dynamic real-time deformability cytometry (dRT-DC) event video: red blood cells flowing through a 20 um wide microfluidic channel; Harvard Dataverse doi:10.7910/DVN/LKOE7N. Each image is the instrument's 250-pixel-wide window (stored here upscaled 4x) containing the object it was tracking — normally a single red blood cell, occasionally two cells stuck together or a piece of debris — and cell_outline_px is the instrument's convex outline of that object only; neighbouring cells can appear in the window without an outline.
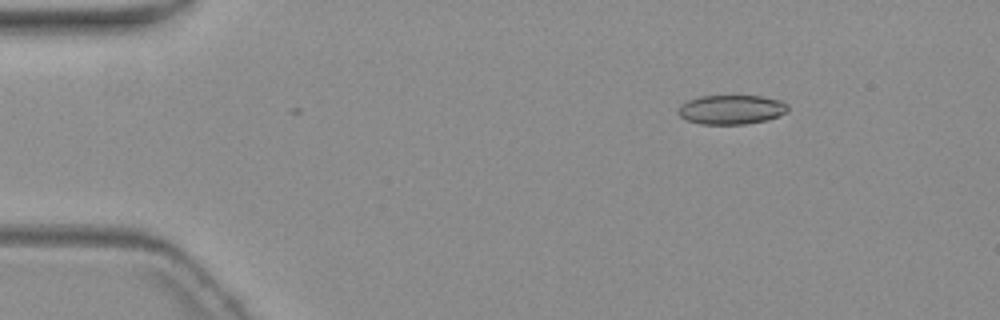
{"species": "common noctule bat (a hibernating species)", "species_latin": "Nyctalus noctula", "temperature_condition": "warm", "stored_images_in_passage": 9, "camera_frame_rate_fps": 3000, "um_per_image_px": 0.085, "animal": {"sex": "female", "body_mass_g": 19.3, "forearm_length_mm": 54.1}, "frame": {"image": 1, "passage_image": 1, "time_ms": 0.0, "image_size_px": [1000, 320], "cell_outline_px": [[788, 112], [768, 120], [744, 124], [700, 124], [688, 120], [680, 116], [676, 112], [680, 104], [688, 100], [700, 96], [760, 96], [780, 100], [788, 104]], "centroid_in_image_um": [62.16, 9.31], "position_along_channel_um": 22.8, "area_um2": 18.84}}
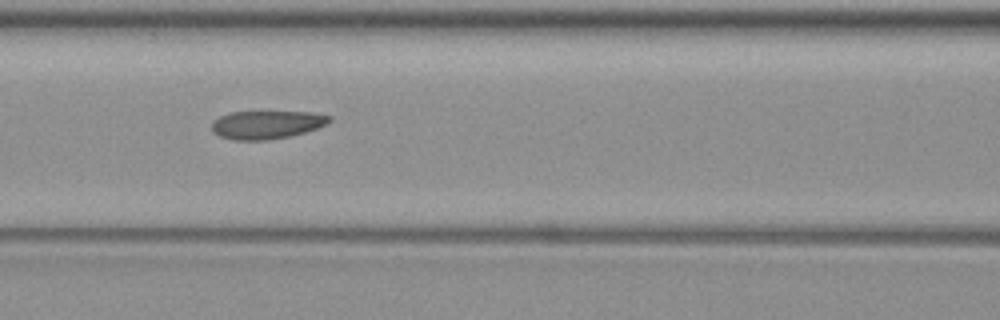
{"frame": {"image": 2, "passage_image": 6, "time_ms": 6.0, "image_size_px": [1000, 320], "cell_outline_px": [[332, 120], [316, 128], [292, 136], [268, 140], [232, 140], [220, 136], [212, 132], [212, 124], [220, 116], [228, 112], [312, 112], [332, 116]], "centroid_in_image_um": [22.66, 10.6], "position_along_channel_um": 143.9, "area_um2": 19.31}}
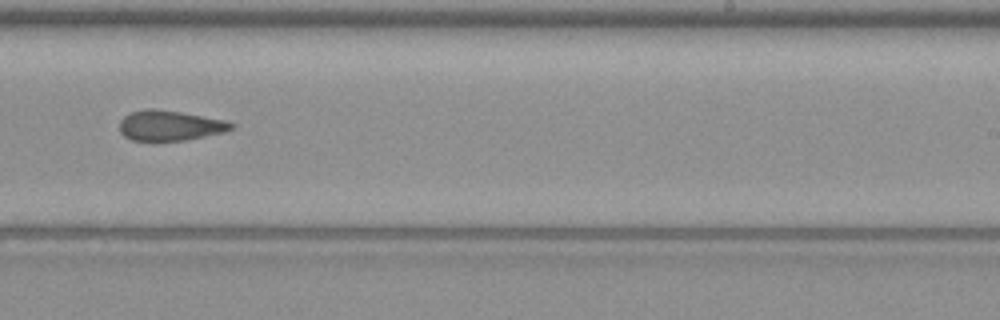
{"frame": {"image": 3, "passage_image": 9, "time_ms": 9.667, "image_size_px": [1000, 320], "cell_outline_px": [[236, 128], [224, 132], [188, 140], [156, 144], [152, 144], [132, 140], [124, 136], [120, 132], [120, 120], [124, 116], [132, 112], [148, 108], [156, 108], [180, 112], [224, 120], [236, 124]], "centroid_in_image_um": [14.42, 10.72], "position_along_channel_um": 274.6, "area_um2": 20.52}}